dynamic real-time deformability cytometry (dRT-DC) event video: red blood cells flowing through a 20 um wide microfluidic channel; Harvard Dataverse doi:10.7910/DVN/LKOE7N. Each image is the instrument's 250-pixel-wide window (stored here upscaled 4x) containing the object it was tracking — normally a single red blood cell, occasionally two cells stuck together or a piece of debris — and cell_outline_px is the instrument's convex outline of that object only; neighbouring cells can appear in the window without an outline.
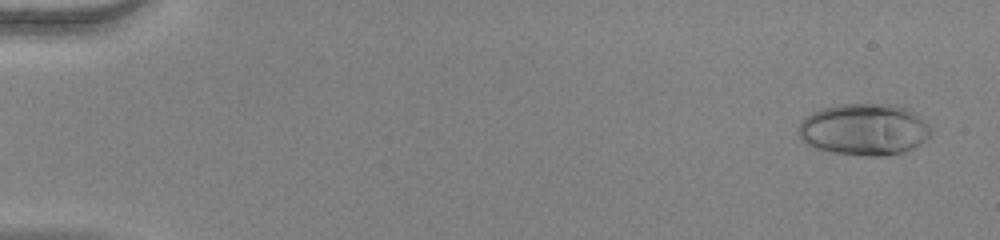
{"species": "human", "species_latin": "Homo sapiens", "temperature_condition": "warm", "stored_images_in_passage": 53, "camera_frame_rate_fps": 3000, "um_per_image_px": 0.085, "donor": {"sex": "female"}, "frame": {"image": 1, "passage_image": 3, "time_ms": 0.667, "image_size_px": [1000, 240], "cell_outline_px": [[932, 132], [920, 144], [912, 148], [888, 156], [868, 156], [832, 152], [816, 148], [804, 144], [800, 140], [796, 132], [796, 128], [800, 120], [804, 116], [812, 112], [824, 108], [840, 104], [892, 104], [908, 108], [916, 112], [928, 124]], "centroid_in_image_um": [73.4, 11.0], "position_along_channel_um": 11.6, "area_um2": 40.4}}
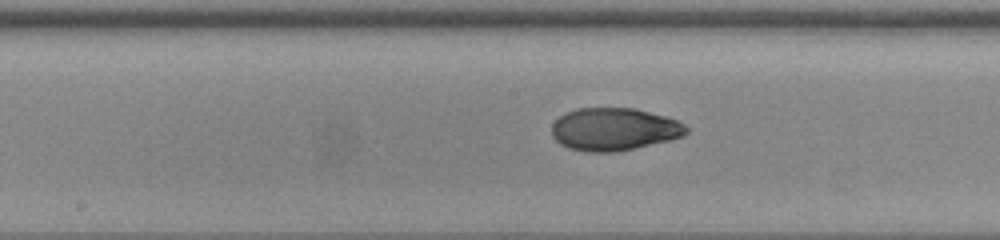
{"frame": {"image": 2, "passage_image": 29, "time_ms": 9.333, "image_size_px": [1000, 240], "cell_outline_px": [[688, 132], [684, 136], [668, 140], [616, 152], [588, 152], [568, 148], [560, 144], [552, 136], [552, 124], [564, 112], [576, 108], [636, 108], [664, 116], [676, 120], [684, 124], [688, 128]], "centroid_in_image_um": [52.17, 10.98], "position_along_channel_um": 196.0, "area_um2": 33.47}}
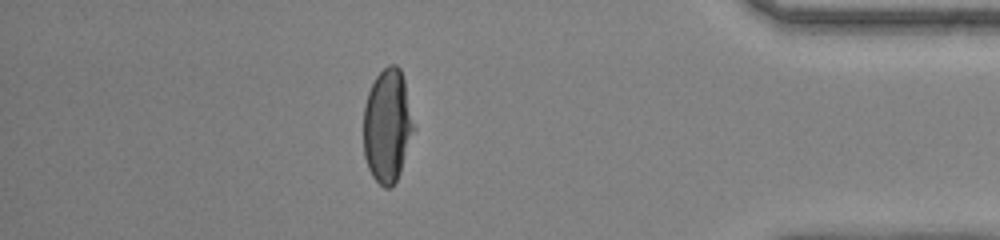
{"frame": {"image": 3, "passage_image": 47, "time_ms": 15.333, "image_size_px": [1000, 240], "cell_outline_px": [[416, 128], [400, 172], [392, 188], [384, 188], [372, 176], [368, 168], [364, 156], [364, 104], [368, 92], [376, 76], [388, 64], [396, 64], [400, 68], [404, 80]], "centroid_in_image_um": [32.94, 10.69], "position_along_channel_um": 402.3, "area_um2": 33.52}, "authors_computed_cell_mechanics": {"area_um2": 33.813, "velocity_mm_per_s": 3.9826, "shape_relaxation_time_tau1_ms": 7.2895, "shape_relaxation_time_tau2_ms": 0.8053, "deformation_change_tau1": 0.3046, "deformation_change_tau2": 0.0446}}